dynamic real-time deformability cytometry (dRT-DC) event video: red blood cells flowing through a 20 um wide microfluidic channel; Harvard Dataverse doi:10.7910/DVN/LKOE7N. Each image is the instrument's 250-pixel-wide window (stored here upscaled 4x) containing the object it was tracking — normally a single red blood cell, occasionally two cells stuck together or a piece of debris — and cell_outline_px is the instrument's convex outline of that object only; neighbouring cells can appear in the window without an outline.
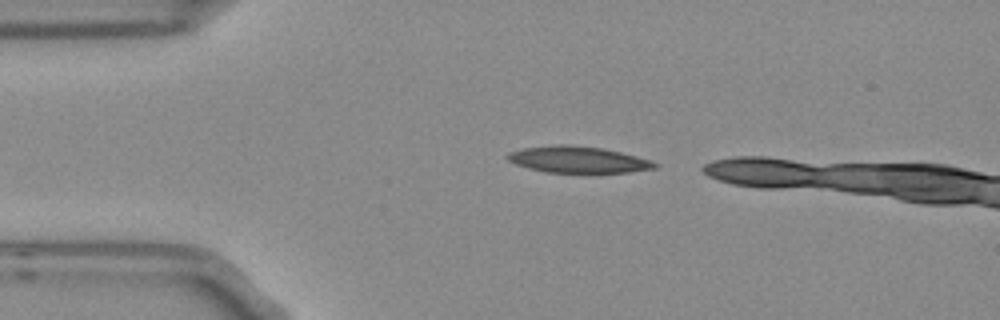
{"species": "Egyptian fruit bat (a non-hibernating species)", "species_latin": "Rousettus aegyptiacus", "temperature_condition": "room temperature", "stored_images_in_passage": 2, "camera_frame_rate_fps": 3000, "um_per_image_px": 0.085, "frame": {"image": 1, "passage_image": 1, "time_ms": 0.0, "image_size_px": [1000, 320], "cell_outline_px": [[660, 164], [656, 168], [628, 172], [588, 176], [544, 172], [528, 168], [516, 164], [508, 160], [504, 156], [508, 152], [524, 148], [556, 144], [568, 144], [604, 148], [652, 160]], "centroid_in_image_um": [49.16, 13.61], "position_along_channel_um": 35.8, "area_um2": 23.99}}